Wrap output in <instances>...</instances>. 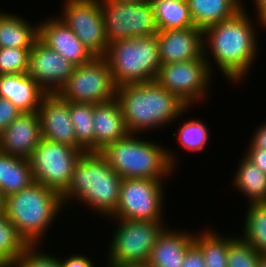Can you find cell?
I'll use <instances>...</instances> for the list:
<instances>
[{
  "mask_svg": "<svg viewBox=\"0 0 266 267\" xmlns=\"http://www.w3.org/2000/svg\"><path fill=\"white\" fill-rule=\"evenodd\" d=\"M116 98L129 134L166 125L190 107L156 81L121 85Z\"/></svg>",
  "mask_w": 266,
  "mask_h": 267,
  "instance_id": "6da1fadb",
  "label": "cell"
},
{
  "mask_svg": "<svg viewBox=\"0 0 266 267\" xmlns=\"http://www.w3.org/2000/svg\"><path fill=\"white\" fill-rule=\"evenodd\" d=\"M246 13L241 10L204 30V49L207 50L206 44L210 45L218 68L226 78L236 82L248 72L257 53L256 28Z\"/></svg>",
  "mask_w": 266,
  "mask_h": 267,
  "instance_id": "7a4b0ae2",
  "label": "cell"
},
{
  "mask_svg": "<svg viewBox=\"0 0 266 267\" xmlns=\"http://www.w3.org/2000/svg\"><path fill=\"white\" fill-rule=\"evenodd\" d=\"M122 179L99 152L83 153L75 164L68 188L61 195L62 202L76 197L111 217L118 207Z\"/></svg>",
  "mask_w": 266,
  "mask_h": 267,
  "instance_id": "3957f363",
  "label": "cell"
},
{
  "mask_svg": "<svg viewBox=\"0 0 266 267\" xmlns=\"http://www.w3.org/2000/svg\"><path fill=\"white\" fill-rule=\"evenodd\" d=\"M62 206L58 192L33 182L6 197L5 217L29 246H37Z\"/></svg>",
  "mask_w": 266,
  "mask_h": 267,
  "instance_id": "277c9868",
  "label": "cell"
},
{
  "mask_svg": "<svg viewBox=\"0 0 266 267\" xmlns=\"http://www.w3.org/2000/svg\"><path fill=\"white\" fill-rule=\"evenodd\" d=\"M166 150L153 142L128 134L123 139L107 144L99 153L122 178L162 180L172 172L176 163L172 152Z\"/></svg>",
  "mask_w": 266,
  "mask_h": 267,
  "instance_id": "5b68a950",
  "label": "cell"
},
{
  "mask_svg": "<svg viewBox=\"0 0 266 267\" xmlns=\"http://www.w3.org/2000/svg\"><path fill=\"white\" fill-rule=\"evenodd\" d=\"M107 60L117 87L155 81L161 59L156 35L109 43Z\"/></svg>",
  "mask_w": 266,
  "mask_h": 267,
  "instance_id": "8992f818",
  "label": "cell"
},
{
  "mask_svg": "<svg viewBox=\"0 0 266 267\" xmlns=\"http://www.w3.org/2000/svg\"><path fill=\"white\" fill-rule=\"evenodd\" d=\"M82 154L76 148L43 138L29 158L34 182L62 195Z\"/></svg>",
  "mask_w": 266,
  "mask_h": 267,
  "instance_id": "52a82bcc",
  "label": "cell"
},
{
  "mask_svg": "<svg viewBox=\"0 0 266 267\" xmlns=\"http://www.w3.org/2000/svg\"><path fill=\"white\" fill-rule=\"evenodd\" d=\"M58 94L69 102L104 103L116 98L110 66L104 57L76 66Z\"/></svg>",
  "mask_w": 266,
  "mask_h": 267,
  "instance_id": "ba28073f",
  "label": "cell"
},
{
  "mask_svg": "<svg viewBox=\"0 0 266 267\" xmlns=\"http://www.w3.org/2000/svg\"><path fill=\"white\" fill-rule=\"evenodd\" d=\"M99 1L108 43L127 38L154 36L158 32L151 2Z\"/></svg>",
  "mask_w": 266,
  "mask_h": 267,
  "instance_id": "9c48e42d",
  "label": "cell"
},
{
  "mask_svg": "<svg viewBox=\"0 0 266 267\" xmlns=\"http://www.w3.org/2000/svg\"><path fill=\"white\" fill-rule=\"evenodd\" d=\"M119 220L109 250L108 265L147 263L159 234L164 230L162 222Z\"/></svg>",
  "mask_w": 266,
  "mask_h": 267,
  "instance_id": "30bf717a",
  "label": "cell"
},
{
  "mask_svg": "<svg viewBox=\"0 0 266 267\" xmlns=\"http://www.w3.org/2000/svg\"><path fill=\"white\" fill-rule=\"evenodd\" d=\"M162 184L158 179L123 178L118 207L111 217L134 221H162Z\"/></svg>",
  "mask_w": 266,
  "mask_h": 267,
  "instance_id": "8fae6325",
  "label": "cell"
},
{
  "mask_svg": "<svg viewBox=\"0 0 266 267\" xmlns=\"http://www.w3.org/2000/svg\"><path fill=\"white\" fill-rule=\"evenodd\" d=\"M204 53L191 61L161 64L155 81L188 106L205 97L211 79V64ZM210 76V77H209ZM206 91V92H205Z\"/></svg>",
  "mask_w": 266,
  "mask_h": 267,
  "instance_id": "7c38bea8",
  "label": "cell"
},
{
  "mask_svg": "<svg viewBox=\"0 0 266 267\" xmlns=\"http://www.w3.org/2000/svg\"><path fill=\"white\" fill-rule=\"evenodd\" d=\"M62 20L95 57H104L108 38L99 0H66ZM63 18V19H62Z\"/></svg>",
  "mask_w": 266,
  "mask_h": 267,
  "instance_id": "4fadbf2b",
  "label": "cell"
},
{
  "mask_svg": "<svg viewBox=\"0 0 266 267\" xmlns=\"http://www.w3.org/2000/svg\"><path fill=\"white\" fill-rule=\"evenodd\" d=\"M75 67V64L38 39L30 50L27 75L46 93H58Z\"/></svg>",
  "mask_w": 266,
  "mask_h": 267,
  "instance_id": "5bb4252c",
  "label": "cell"
},
{
  "mask_svg": "<svg viewBox=\"0 0 266 267\" xmlns=\"http://www.w3.org/2000/svg\"><path fill=\"white\" fill-rule=\"evenodd\" d=\"M41 133L45 140L59 142L86 151L77 143L74 126L70 117V102L58 93H46L37 111Z\"/></svg>",
  "mask_w": 266,
  "mask_h": 267,
  "instance_id": "9a60e30c",
  "label": "cell"
},
{
  "mask_svg": "<svg viewBox=\"0 0 266 267\" xmlns=\"http://www.w3.org/2000/svg\"><path fill=\"white\" fill-rule=\"evenodd\" d=\"M203 36L204 31L197 27L158 31L161 64L202 58L206 52Z\"/></svg>",
  "mask_w": 266,
  "mask_h": 267,
  "instance_id": "2e32d148",
  "label": "cell"
},
{
  "mask_svg": "<svg viewBox=\"0 0 266 267\" xmlns=\"http://www.w3.org/2000/svg\"><path fill=\"white\" fill-rule=\"evenodd\" d=\"M38 27V39L76 66L87 64L95 58L60 18L47 19Z\"/></svg>",
  "mask_w": 266,
  "mask_h": 267,
  "instance_id": "e0dca14e",
  "label": "cell"
},
{
  "mask_svg": "<svg viewBox=\"0 0 266 267\" xmlns=\"http://www.w3.org/2000/svg\"><path fill=\"white\" fill-rule=\"evenodd\" d=\"M42 139L38 113H21L0 134V151L29 159Z\"/></svg>",
  "mask_w": 266,
  "mask_h": 267,
  "instance_id": "ac0fdd59",
  "label": "cell"
},
{
  "mask_svg": "<svg viewBox=\"0 0 266 267\" xmlns=\"http://www.w3.org/2000/svg\"><path fill=\"white\" fill-rule=\"evenodd\" d=\"M93 126L95 152L101 151L107 144L123 139L129 134L117 98L94 104Z\"/></svg>",
  "mask_w": 266,
  "mask_h": 267,
  "instance_id": "d6986e66",
  "label": "cell"
},
{
  "mask_svg": "<svg viewBox=\"0 0 266 267\" xmlns=\"http://www.w3.org/2000/svg\"><path fill=\"white\" fill-rule=\"evenodd\" d=\"M45 94L27 73L0 75V97L11 101L22 113L37 112Z\"/></svg>",
  "mask_w": 266,
  "mask_h": 267,
  "instance_id": "ffe728a7",
  "label": "cell"
},
{
  "mask_svg": "<svg viewBox=\"0 0 266 267\" xmlns=\"http://www.w3.org/2000/svg\"><path fill=\"white\" fill-rule=\"evenodd\" d=\"M193 241V233L169 231L165 227L151 250L147 264L149 267H182L186 251Z\"/></svg>",
  "mask_w": 266,
  "mask_h": 267,
  "instance_id": "44dd1931",
  "label": "cell"
},
{
  "mask_svg": "<svg viewBox=\"0 0 266 267\" xmlns=\"http://www.w3.org/2000/svg\"><path fill=\"white\" fill-rule=\"evenodd\" d=\"M34 182L29 159L0 151V191L7 197Z\"/></svg>",
  "mask_w": 266,
  "mask_h": 267,
  "instance_id": "7402d4cb",
  "label": "cell"
},
{
  "mask_svg": "<svg viewBox=\"0 0 266 267\" xmlns=\"http://www.w3.org/2000/svg\"><path fill=\"white\" fill-rule=\"evenodd\" d=\"M39 37V27L13 14L0 12V48H32Z\"/></svg>",
  "mask_w": 266,
  "mask_h": 267,
  "instance_id": "603a6c76",
  "label": "cell"
},
{
  "mask_svg": "<svg viewBox=\"0 0 266 267\" xmlns=\"http://www.w3.org/2000/svg\"><path fill=\"white\" fill-rule=\"evenodd\" d=\"M195 27L203 31L235 16L239 9L232 0H186Z\"/></svg>",
  "mask_w": 266,
  "mask_h": 267,
  "instance_id": "cb8c5ba5",
  "label": "cell"
},
{
  "mask_svg": "<svg viewBox=\"0 0 266 267\" xmlns=\"http://www.w3.org/2000/svg\"><path fill=\"white\" fill-rule=\"evenodd\" d=\"M158 31L195 27L186 0H151Z\"/></svg>",
  "mask_w": 266,
  "mask_h": 267,
  "instance_id": "d4e9b609",
  "label": "cell"
},
{
  "mask_svg": "<svg viewBox=\"0 0 266 267\" xmlns=\"http://www.w3.org/2000/svg\"><path fill=\"white\" fill-rule=\"evenodd\" d=\"M234 184L248 196L249 201L251 200L249 203L266 202V174L246 157L240 161Z\"/></svg>",
  "mask_w": 266,
  "mask_h": 267,
  "instance_id": "484cf974",
  "label": "cell"
},
{
  "mask_svg": "<svg viewBox=\"0 0 266 267\" xmlns=\"http://www.w3.org/2000/svg\"><path fill=\"white\" fill-rule=\"evenodd\" d=\"M94 103L70 102V117L77 143L86 152H95Z\"/></svg>",
  "mask_w": 266,
  "mask_h": 267,
  "instance_id": "4316f807",
  "label": "cell"
},
{
  "mask_svg": "<svg viewBox=\"0 0 266 267\" xmlns=\"http://www.w3.org/2000/svg\"><path fill=\"white\" fill-rule=\"evenodd\" d=\"M249 205L242 238L257 252L266 255V202Z\"/></svg>",
  "mask_w": 266,
  "mask_h": 267,
  "instance_id": "83f0119b",
  "label": "cell"
},
{
  "mask_svg": "<svg viewBox=\"0 0 266 267\" xmlns=\"http://www.w3.org/2000/svg\"><path fill=\"white\" fill-rule=\"evenodd\" d=\"M28 247L5 214H0V267H10Z\"/></svg>",
  "mask_w": 266,
  "mask_h": 267,
  "instance_id": "f1b7e54d",
  "label": "cell"
},
{
  "mask_svg": "<svg viewBox=\"0 0 266 267\" xmlns=\"http://www.w3.org/2000/svg\"><path fill=\"white\" fill-rule=\"evenodd\" d=\"M194 235L193 243L201 250L206 267H227L228 238L202 231ZM218 234V235H217Z\"/></svg>",
  "mask_w": 266,
  "mask_h": 267,
  "instance_id": "f546056e",
  "label": "cell"
},
{
  "mask_svg": "<svg viewBox=\"0 0 266 267\" xmlns=\"http://www.w3.org/2000/svg\"><path fill=\"white\" fill-rule=\"evenodd\" d=\"M261 257L243 238L228 237L227 267H257Z\"/></svg>",
  "mask_w": 266,
  "mask_h": 267,
  "instance_id": "4dcf8cb0",
  "label": "cell"
},
{
  "mask_svg": "<svg viewBox=\"0 0 266 267\" xmlns=\"http://www.w3.org/2000/svg\"><path fill=\"white\" fill-rule=\"evenodd\" d=\"M31 48H0V75L25 74Z\"/></svg>",
  "mask_w": 266,
  "mask_h": 267,
  "instance_id": "1f68e13d",
  "label": "cell"
},
{
  "mask_svg": "<svg viewBox=\"0 0 266 267\" xmlns=\"http://www.w3.org/2000/svg\"><path fill=\"white\" fill-rule=\"evenodd\" d=\"M178 141L190 151H201L208 141V129L200 120H190L181 126Z\"/></svg>",
  "mask_w": 266,
  "mask_h": 267,
  "instance_id": "d6a6232c",
  "label": "cell"
},
{
  "mask_svg": "<svg viewBox=\"0 0 266 267\" xmlns=\"http://www.w3.org/2000/svg\"><path fill=\"white\" fill-rule=\"evenodd\" d=\"M35 249L36 246H29L10 267H61L59 259Z\"/></svg>",
  "mask_w": 266,
  "mask_h": 267,
  "instance_id": "836d02e7",
  "label": "cell"
},
{
  "mask_svg": "<svg viewBox=\"0 0 266 267\" xmlns=\"http://www.w3.org/2000/svg\"><path fill=\"white\" fill-rule=\"evenodd\" d=\"M21 113L11 101L0 97V134Z\"/></svg>",
  "mask_w": 266,
  "mask_h": 267,
  "instance_id": "e575fe53",
  "label": "cell"
},
{
  "mask_svg": "<svg viewBox=\"0 0 266 267\" xmlns=\"http://www.w3.org/2000/svg\"><path fill=\"white\" fill-rule=\"evenodd\" d=\"M182 267H206L203 254L194 243L187 249Z\"/></svg>",
  "mask_w": 266,
  "mask_h": 267,
  "instance_id": "d590c367",
  "label": "cell"
},
{
  "mask_svg": "<svg viewBox=\"0 0 266 267\" xmlns=\"http://www.w3.org/2000/svg\"><path fill=\"white\" fill-rule=\"evenodd\" d=\"M246 158L266 174V149H249Z\"/></svg>",
  "mask_w": 266,
  "mask_h": 267,
  "instance_id": "8d00e7d4",
  "label": "cell"
},
{
  "mask_svg": "<svg viewBox=\"0 0 266 267\" xmlns=\"http://www.w3.org/2000/svg\"><path fill=\"white\" fill-rule=\"evenodd\" d=\"M61 267H94L92 261L85 257L84 255H72L70 258L64 259V261L59 259Z\"/></svg>",
  "mask_w": 266,
  "mask_h": 267,
  "instance_id": "74e56055",
  "label": "cell"
},
{
  "mask_svg": "<svg viewBox=\"0 0 266 267\" xmlns=\"http://www.w3.org/2000/svg\"><path fill=\"white\" fill-rule=\"evenodd\" d=\"M250 149H266V124L258 127L255 131Z\"/></svg>",
  "mask_w": 266,
  "mask_h": 267,
  "instance_id": "f35d334b",
  "label": "cell"
},
{
  "mask_svg": "<svg viewBox=\"0 0 266 267\" xmlns=\"http://www.w3.org/2000/svg\"><path fill=\"white\" fill-rule=\"evenodd\" d=\"M257 7L259 21L266 15V0H253Z\"/></svg>",
  "mask_w": 266,
  "mask_h": 267,
  "instance_id": "ab89813d",
  "label": "cell"
},
{
  "mask_svg": "<svg viewBox=\"0 0 266 267\" xmlns=\"http://www.w3.org/2000/svg\"><path fill=\"white\" fill-rule=\"evenodd\" d=\"M108 267H149L147 263H127L118 265H108Z\"/></svg>",
  "mask_w": 266,
  "mask_h": 267,
  "instance_id": "60d3db41",
  "label": "cell"
},
{
  "mask_svg": "<svg viewBox=\"0 0 266 267\" xmlns=\"http://www.w3.org/2000/svg\"><path fill=\"white\" fill-rule=\"evenodd\" d=\"M6 196L0 191V214H5Z\"/></svg>",
  "mask_w": 266,
  "mask_h": 267,
  "instance_id": "b9f144b4",
  "label": "cell"
},
{
  "mask_svg": "<svg viewBox=\"0 0 266 267\" xmlns=\"http://www.w3.org/2000/svg\"><path fill=\"white\" fill-rule=\"evenodd\" d=\"M118 2L123 3H143V2H151V0H116Z\"/></svg>",
  "mask_w": 266,
  "mask_h": 267,
  "instance_id": "7bdbcfd3",
  "label": "cell"
},
{
  "mask_svg": "<svg viewBox=\"0 0 266 267\" xmlns=\"http://www.w3.org/2000/svg\"><path fill=\"white\" fill-rule=\"evenodd\" d=\"M257 267H266V255H262Z\"/></svg>",
  "mask_w": 266,
  "mask_h": 267,
  "instance_id": "ee69618b",
  "label": "cell"
},
{
  "mask_svg": "<svg viewBox=\"0 0 266 267\" xmlns=\"http://www.w3.org/2000/svg\"><path fill=\"white\" fill-rule=\"evenodd\" d=\"M240 1H241V0H232V2H233L234 4H236V6H237L239 9L244 10V7H243V5H242V3H241Z\"/></svg>",
  "mask_w": 266,
  "mask_h": 267,
  "instance_id": "f6af8a7d",
  "label": "cell"
},
{
  "mask_svg": "<svg viewBox=\"0 0 266 267\" xmlns=\"http://www.w3.org/2000/svg\"><path fill=\"white\" fill-rule=\"evenodd\" d=\"M262 26L266 27V15L260 20Z\"/></svg>",
  "mask_w": 266,
  "mask_h": 267,
  "instance_id": "bcb514c9",
  "label": "cell"
}]
</instances>
